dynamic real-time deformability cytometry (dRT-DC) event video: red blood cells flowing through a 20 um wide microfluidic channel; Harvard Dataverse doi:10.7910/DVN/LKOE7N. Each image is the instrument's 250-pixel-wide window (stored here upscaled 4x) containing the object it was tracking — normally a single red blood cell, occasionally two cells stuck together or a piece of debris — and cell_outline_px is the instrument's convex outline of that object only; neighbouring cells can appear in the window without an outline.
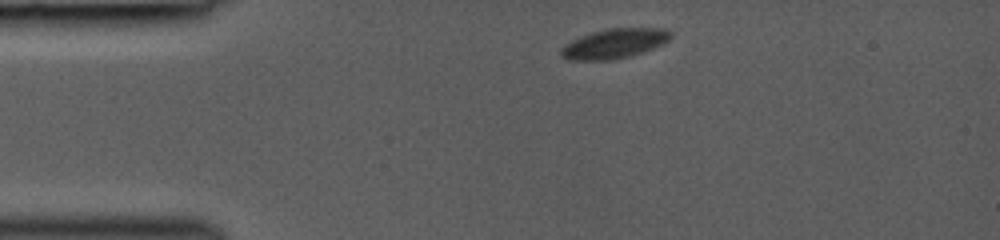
{"species": "common noctule bat (a hibernating species)", "species_latin": "Nyctalus noctula", "temperature_condition": "room temperature", "stored_images_in_passage": 4, "camera_frame_rate_fps": 3000, "um_per_image_px": 0.085, "animal": {"sex": "female", "body_mass_g": 19.0, "forearm_length_mm": 53.3}, "frame": {"image": 1, "passage_image": 1, "time_ms": 0.0, "image_size_px": [1000, 240], "cell_outline_px": [[672, 36], [664, 44], [628, 56], [612, 60], [568, 60], [560, 56], [560, 48], [572, 40], [580, 36], [592, 32], [608, 28], [668, 28], [672, 32]], "centroid_in_image_um": [52.21, 3.69], "position_along_channel_um": 32.8, "area_um2": 19.02}}